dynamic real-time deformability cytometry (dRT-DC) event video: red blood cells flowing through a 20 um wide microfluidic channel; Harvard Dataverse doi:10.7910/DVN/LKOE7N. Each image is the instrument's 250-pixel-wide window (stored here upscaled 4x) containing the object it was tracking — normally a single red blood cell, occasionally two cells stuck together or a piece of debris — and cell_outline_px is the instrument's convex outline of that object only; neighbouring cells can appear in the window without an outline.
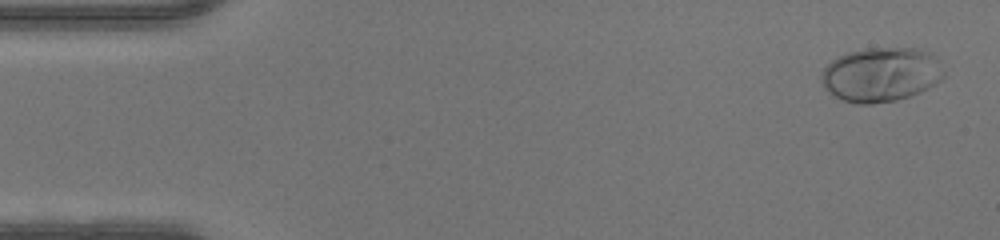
{"species": "human", "species_latin": "Homo sapiens", "temperature_condition": "warm", "stored_images_in_passage": 48, "camera_frame_rate_fps": 3000, "um_per_image_px": 0.085, "donor": {"sex": "male"}, "frame": {"image": 1, "passage_image": 2, "time_ms": 0.333, "image_size_px": [1000, 240], "cell_outline_px": [[944, 76], [936, 84], [920, 92], [896, 100], [872, 104], [860, 104], [844, 100], [828, 92], [824, 88], [820, 80], [820, 76], [824, 68], [836, 56], [848, 52], [868, 48], [920, 48], [928, 52], [940, 60], [944, 72]], "centroid_in_image_um": [74.89, 6.33], "position_along_channel_um": 10.1, "area_um2": 39.02}}
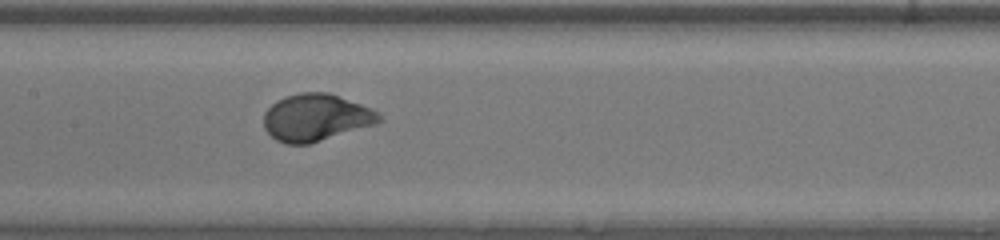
{"frame": {"image": 2, "passage_image": 23, "time_ms": 7.333, "image_size_px": [1000, 240], "cell_outline_px": [[384, 120], [376, 124], [308, 144], [284, 144], [276, 140], [264, 128], [264, 112], [276, 100], [284, 96], [300, 92], [328, 92], [372, 108]], "centroid_in_image_um": [26.84, 9.98], "position_along_channel_um": 180.6, "area_um2": 31.67}}
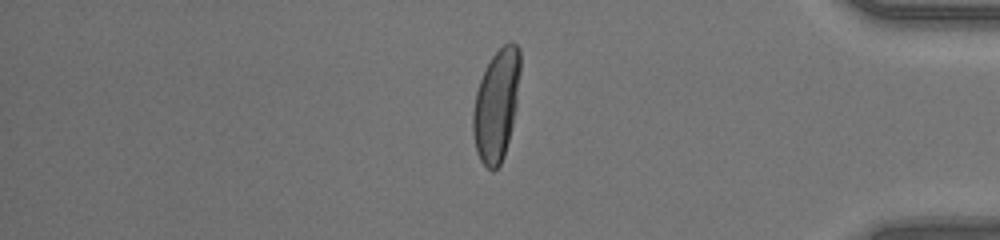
{"frame": {"image": 3, "passage_image": 40, "time_ms": 13.0, "image_size_px": [1000, 240], "cell_outline_px": [[520, 72], [516, 108], [504, 156], [500, 164], [492, 172], [480, 160], [476, 152], [472, 132], [472, 112], [476, 92], [480, 80], [492, 56], [504, 44], [516, 44], [520, 48]], "centroid_in_image_um": [42.18, 8.96], "position_along_channel_um": 393.0, "area_um2": 30.58}}